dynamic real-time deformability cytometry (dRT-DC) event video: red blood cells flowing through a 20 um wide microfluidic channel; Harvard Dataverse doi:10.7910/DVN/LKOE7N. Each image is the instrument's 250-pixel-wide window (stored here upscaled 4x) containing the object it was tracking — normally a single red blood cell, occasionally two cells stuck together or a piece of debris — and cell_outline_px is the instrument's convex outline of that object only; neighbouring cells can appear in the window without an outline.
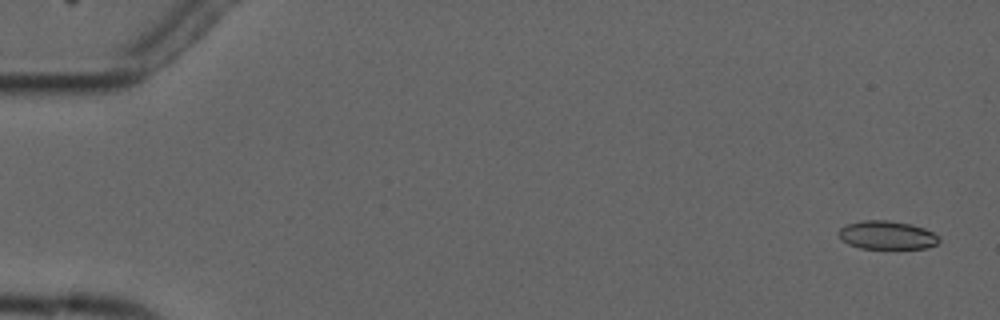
{"species": "common noctule bat (a hibernating species)", "species_latin": "Nyctalus noctula", "temperature_condition": "cold", "stored_images_in_passage": 6, "camera_frame_rate_fps": 3000, "um_per_image_px": 0.085, "animal": {"sex": "male", "forearm_length_mm": 52.5}, "frame": {"image": 1, "passage_image": 1, "time_ms": 0.0, "image_size_px": [1000, 320], "cell_outline_px": [[940, 240], [936, 244], [928, 248], [860, 248], [848, 244], [840, 236], [840, 228], [848, 224], [864, 220], [888, 220], [912, 224], [924, 228], [940, 236]], "centroid_in_image_um": [75.44, 19.98], "position_along_channel_um": 9.6, "area_um2": 16.47}}